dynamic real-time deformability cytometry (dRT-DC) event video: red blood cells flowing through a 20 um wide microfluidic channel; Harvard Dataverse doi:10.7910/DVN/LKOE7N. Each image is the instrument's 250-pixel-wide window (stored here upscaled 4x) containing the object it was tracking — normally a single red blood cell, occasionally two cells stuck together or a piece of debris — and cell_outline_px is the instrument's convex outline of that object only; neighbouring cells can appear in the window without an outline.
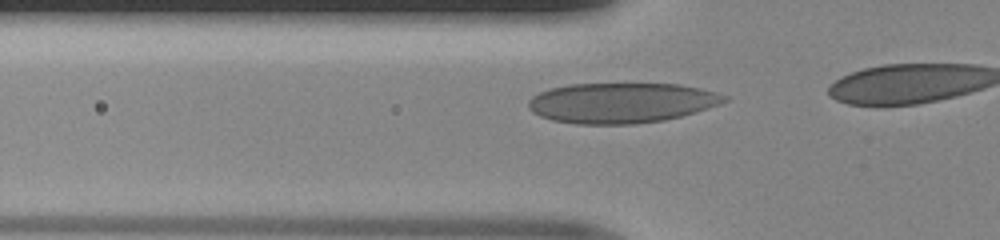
{"species": "human", "species_latin": "Homo sapiens", "temperature_condition": "room temperature", "stored_images_in_passage": 18, "camera_frame_rate_fps": 3000, "um_per_image_px": 0.085, "donor": {"sex": "male"}, "frame": {"image": 1, "passage_image": 13, "time_ms": 4.0, "image_size_px": [1000, 240], "cell_outline_px": [[728, 100], [720, 104], [680, 116], [664, 120], [636, 124], [576, 124], [552, 120], [540, 116], [532, 112], [528, 108], [528, 100], [532, 96], [540, 92], [552, 88], [568, 84], [676, 84], [700, 88], [728, 96]], "centroid_in_image_um": [52.79, 8.74], "position_along_channel_um": 73.0, "area_um2": 45.84}}
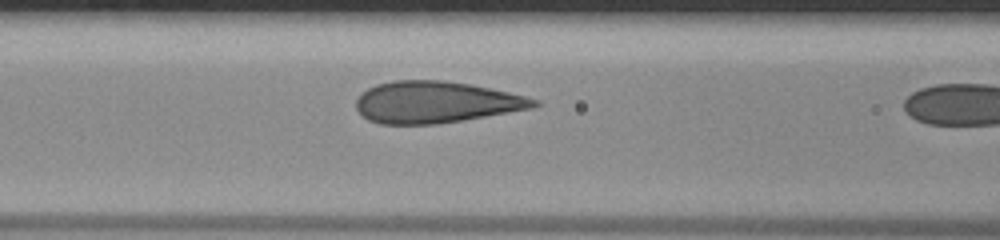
{"frame": {"image": 2, "passage_image": 17, "time_ms": 5.333, "image_size_px": [1000, 240], "cell_outline_px": [[540, 104], [532, 108], [464, 120], [440, 124], [380, 124], [368, 120], [356, 108], [356, 100], [368, 88], [376, 84], [392, 80], [444, 80], [468, 84], [508, 92], [540, 100]], "centroid_in_image_um": [37.04, 8.69], "position_along_channel_um": 129.6, "area_um2": 43.0}}